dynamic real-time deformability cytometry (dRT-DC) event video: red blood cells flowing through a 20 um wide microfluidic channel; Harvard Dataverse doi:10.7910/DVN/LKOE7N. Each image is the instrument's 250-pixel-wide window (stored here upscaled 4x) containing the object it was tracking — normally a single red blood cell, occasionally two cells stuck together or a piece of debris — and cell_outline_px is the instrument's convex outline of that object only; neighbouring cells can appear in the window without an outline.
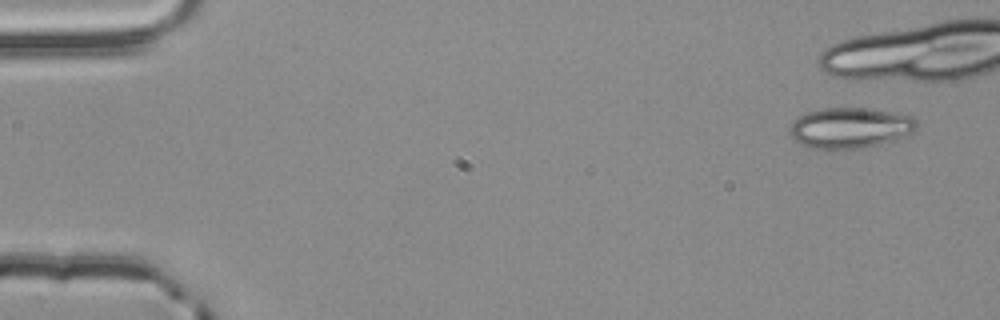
{"species": "common noctule bat (a hibernating species)", "species_latin": "Nyctalus noctula", "temperature_condition": "room temperature", "stored_images_in_passage": 6, "camera_frame_rate_fps": 3000, "um_per_image_px": 0.085, "animal": {"sex": "male", "body_mass_g": 20.4}, "frame": {"image": 1, "passage_image": 1, "time_ms": 0.0, "image_size_px": [1000, 320], "cell_outline_px": [[920, 124], [912, 132], [896, 140], [864, 148], [828, 152], [812, 148], [800, 144], [788, 132], [788, 128], [792, 120], [804, 112], [824, 108], [868, 108], [916, 116]], "centroid_in_image_um": [72.24, 10.89], "position_along_channel_um": 12.8, "area_um2": 31.21}}